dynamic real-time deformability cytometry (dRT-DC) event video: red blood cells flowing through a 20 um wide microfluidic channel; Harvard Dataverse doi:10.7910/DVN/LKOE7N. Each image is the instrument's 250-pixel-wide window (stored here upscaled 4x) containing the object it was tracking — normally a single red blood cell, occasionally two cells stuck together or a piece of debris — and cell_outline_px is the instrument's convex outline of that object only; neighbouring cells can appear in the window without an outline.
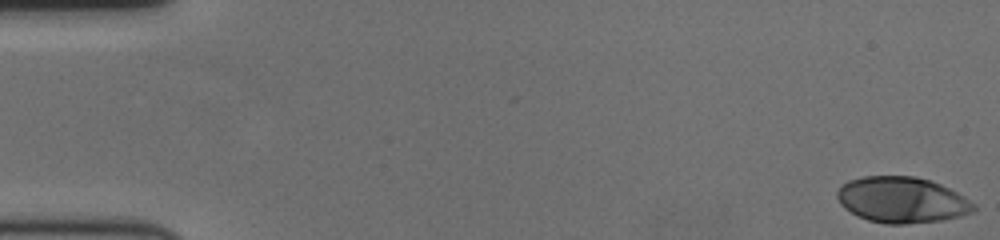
{"species": "human", "species_latin": "Homo sapiens", "temperature_condition": "cold", "stored_images_in_passage": 60, "camera_frame_rate_fps": 3000, "um_per_image_px": 0.085, "donor": {"sex": "female"}, "frame": {"image": 1, "passage_image": 1, "time_ms": 0.0, "image_size_px": [1000, 240], "cell_outline_px": [[976, 208], [972, 212], [960, 216], [940, 220], [904, 224], [884, 224], [868, 220], [844, 208], [840, 204], [836, 196], [836, 192], [848, 180], [864, 176], [916, 176], [932, 180], [964, 196], [976, 204]], "centroid_in_image_um": [76.67, 16.98], "position_along_channel_um": 8.3, "area_um2": 36.53}}
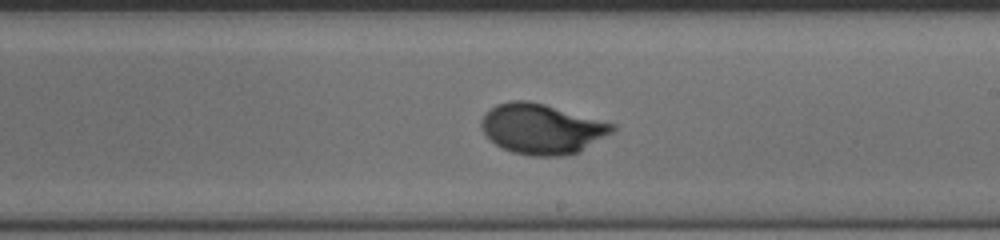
{"frame": {"image": 2, "passage_image": 35, "time_ms": 11.333, "image_size_px": [1000, 240], "cell_outline_px": [[616, 128], [612, 132], [580, 152], [564, 156], [532, 156], [512, 152], [496, 144], [480, 128], [480, 120], [484, 112], [496, 104], [512, 100], [528, 100], [544, 104], [616, 124]], "centroid_in_image_um": [46.04, 10.95], "position_along_channel_um": 243.0, "area_um2": 38.38}}
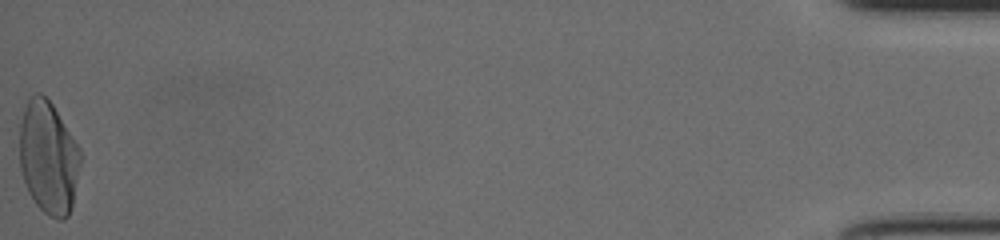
{"frame": {"image": 3, "passage_image": 60, "time_ms": 19.667, "image_size_px": [1000, 240], "cell_outline_px": [[80, 164], [72, 208], [68, 216], [64, 220], [56, 220], [48, 216], [36, 204], [28, 192], [20, 172], [20, 124], [24, 108], [28, 96], [36, 92], [40, 92], [52, 104], [80, 148]], "centroid_in_image_um": [4.1, 13.41], "position_along_channel_um": 431.1, "area_um2": 40.29}, "authors_computed_cell_mechanics": {"area_um2": 37.1943, "velocity_mm_per_s": 3.46, "shape_relaxation_time_tau1_ms": 4.0112, "shape_relaxation_time_tau2_ms": null, "deformation_change_tau1": 0.1915, "deformation_change_tau2": null}}